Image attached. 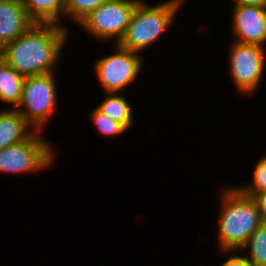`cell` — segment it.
<instances>
[{
  "label": "cell",
  "instance_id": "1",
  "mask_svg": "<svg viewBox=\"0 0 266 266\" xmlns=\"http://www.w3.org/2000/svg\"><path fill=\"white\" fill-rule=\"evenodd\" d=\"M71 34L65 26L34 23L20 37L1 48L0 57L24 78L57 72Z\"/></svg>",
  "mask_w": 266,
  "mask_h": 266
},
{
  "label": "cell",
  "instance_id": "2",
  "mask_svg": "<svg viewBox=\"0 0 266 266\" xmlns=\"http://www.w3.org/2000/svg\"><path fill=\"white\" fill-rule=\"evenodd\" d=\"M219 191L221 203L215 213L218 232L216 250L240 251L252 233L262 225V216L253 199L236 186H225Z\"/></svg>",
  "mask_w": 266,
  "mask_h": 266
},
{
  "label": "cell",
  "instance_id": "3",
  "mask_svg": "<svg viewBox=\"0 0 266 266\" xmlns=\"http://www.w3.org/2000/svg\"><path fill=\"white\" fill-rule=\"evenodd\" d=\"M184 2L186 1L160 0L159 4L152 5L145 0H140L118 45L143 55L144 49L152 46L168 28L174 25L176 14L179 15L178 11L183 8Z\"/></svg>",
  "mask_w": 266,
  "mask_h": 266
},
{
  "label": "cell",
  "instance_id": "4",
  "mask_svg": "<svg viewBox=\"0 0 266 266\" xmlns=\"http://www.w3.org/2000/svg\"><path fill=\"white\" fill-rule=\"evenodd\" d=\"M56 73L24 78L22 96L16 110L35 131L43 133L56 113L59 97Z\"/></svg>",
  "mask_w": 266,
  "mask_h": 266
},
{
  "label": "cell",
  "instance_id": "5",
  "mask_svg": "<svg viewBox=\"0 0 266 266\" xmlns=\"http://www.w3.org/2000/svg\"><path fill=\"white\" fill-rule=\"evenodd\" d=\"M43 135L44 133L35 131L27 140L1 149L0 173L35 174L52 167L57 158V150Z\"/></svg>",
  "mask_w": 266,
  "mask_h": 266
},
{
  "label": "cell",
  "instance_id": "6",
  "mask_svg": "<svg viewBox=\"0 0 266 266\" xmlns=\"http://www.w3.org/2000/svg\"><path fill=\"white\" fill-rule=\"evenodd\" d=\"M113 45L114 53L97 58L93 71L104 93H126L125 88L143 72L146 57Z\"/></svg>",
  "mask_w": 266,
  "mask_h": 266
},
{
  "label": "cell",
  "instance_id": "7",
  "mask_svg": "<svg viewBox=\"0 0 266 266\" xmlns=\"http://www.w3.org/2000/svg\"><path fill=\"white\" fill-rule=\"evenodd\" d=\"M140 0H107L77 25L98 42L118 44Z\"/></svg>",
  "mask_w": 266,
  "mask_h": 266
},
{
  "label": "cell",
  "instance_id": "8",
  "mask_svg": "<svg viewBox=\"0 0 266 266\" xmlns=\"http://www.w3.org/2000/svg\"><path fill=\"white\" fill-rule=\"evenodd\" d=\"M227 59L228 73L239 95L252 96L264 79L266 69V47L257 44L230 42Z\"/></svg>",
  "mask_w": 266,
  "mask_h": 266
},
{
  "label": "cell",
  "instance_id": "9",
  "mask_svg": "<svg viewBox=\"0 0 266 266\" xmlns=\"http://www.w3.org/2000/svg\"><path fill=\"white\" fill-rule=\"evenodd\" d=\"M231 9L232 40L266 47V8L237 4Z\"/></svg>",
  "mask_w": 266,
  "mask_h": 266
},
{
  "label": "cell",
  "instance_id": "10",
  "mask_svg": "<svg viewBox=\"0 0 266 266\" xmlns=\"http://www.w3.org/2000/svg\"><path fill=\"white\" fill-rule=\"evenodd\" d=\"M34 23L21 0H0V49L20 37Z\"/></svg>",
  "mask_w": 266,
  "mask_h": 266
},
{
  "label": "cell",
  "instance_id": "11",
  "mask_svg": "<svg viewBox=\"0 0 266 266\" xmlns=\"http://www.w3.org/2000/svg\"><path fill=\"white\" fill-rule=\"evenodd\" d=\"M34 132L16 109L0 110V150L27 140Z\"/></svg>",
  "mask_w": 266,
  "mask_h": 266
},
{
  "label": "cell",
  "instance_id": "12",
  "mask_svg": "<svg viewBox=\"0 0 266 266\" xmlns=\"http://www.w3.org/2000/svg\"><path fill=\"white\" fill-rule=\"evenodd\" d=\"M21 2L35 23H53L70 29L62 22L64 0H21Z\"/></svg>",
  "mask_w": 266,
  "mask_h": 266
},
{
  "label": "cell",
  "instance_id": "13",
  "mask_svg": "<svg viewBox=\"0 0 266 266\" xmlns=\"http://www.w3.org/2000/svg\"><path fill=\"white\" fill-rule=\"evenodd\" d=\"M125 95L126 93H104L105 99L96 106L100 111L114 121L121 123L129 131L131 126L134 125L133 113L135 111Z\"/></svg>",
  "mask_w": 266,
  "mask_h": 266
},
{
  "label": "cell",
  "instance_id": "14",
  "mask_svg": "<svg viewBox=\"0 0 266 266\" xmlns=\"http://www.w3.org/2000/svg\"><path fill=\"white\" fill-rule=\"evenodd\" d=\"M24 77L8 66L0 57V102L16 109L22 96Z\"/></svg>",
  "mask_w": 266,
  "mask_h": 266
},
{
  "label": "cell",
  "instance_id": "15",
  "mask_svg": "<svg viewBox=\"0 0 266 266\" xmlns=\"http://www.w3.org/2000/svg\"><path fill=\"white\" fill-rule=\"evenodd\" d=\"M240 251L252 266H266V228L258 227Z\"/></svg>",
  "mask_w": 266,
  "mask_h": 266
},
{
  "label": "cell",
  "instance_id": "16",
  "mask_svg": "<svg viewBox=\"0 0 266 266\" xmlns=\"http://www.w3.org/2000/svg\"><path fill=\"white\" fill-rule=\"evenodd\" d=\"M89 112L90 113L87 115H89L90 122L99 135L101 134L105 137L116 138V136L119 137L128 131L121 123L114 121L97 107Z\"/></svg>",
  "mask_w": 266,
  "mask_h": 266
},
{
  "label": "cell",
  "instance_id": "17",
  "mask_svg": "<svg viewBox=\"0 0 266 266\" xmlns=\"http://www.w3.org/2000/svg\"><path fill=\"white\" fill-rule=\"evenodd\" d=\"M107 0H64V18L77 24Z\"/></svg>",
  "mask_w": 266,
  "mask_h": 266
},
{
  "label": "cell",
  "instance_id": "18",
  "mask_svg": "<svg viewBox=\"0 0 266 266\" xmlns=\"http://www.w3.org/2000/svg\"><path fill=\"white\" fill-rule=\"evenodd\" d=\"M252 180L244 185H235L243 194L252 196L257 192L266 191V156H261L254 165Z\"/></svg>",
  "mask_w": 266,
  "mask_h": 266
},
{
  "label": "cell",
  "instance_id": "19",
  "mask_svg": "<svg viewBox=\"0 0 266 266\" xmlns=\"http://www.w3.org/2000/svg\"><path fill=\"white\" fill-rule=\"evenodd\" d=\"M224 257L227 255H230L226 260L222 262V265L220 266H252L248 259L243 255V252L240 253V251L232 250V251H216ZM240 253V254H239Z\"/></svg>",
  "mask_w": 266,
  "mask_h": 266
},
{
  "label": "cell",
  "instance_id": "20",
  "mask_svg": "<svg viewBox=\"0 0 266 266\" xmlns=\"http://www.w3.org/2000/svg\"><path fill=\"white\" fill-rule=\"evenodd\" d=\"M261 216L266 215V191L257 192L251 196Z\"/></svg>",
  "mask_w": 266,
  "mask_h": 266
},
{
  "label": "cell",
  "instance_id": "21",
  "mask_svg": "<svg viewBox=\"0 0 266 266\" xmlns=\"http://www.w3.org/2000/svg\"><path fill=\"white\" fill-rule=\"evenodd\" d=\"M232 5L242 4L246 6H257L266 8V0H231Z\"/></svg>",
  "mask_w": 266,
  "mask_h": 266
},
{
  "label": "cell",
  "instance_id": "22",
  "mask_svg": "<svg viewBox=\"0 0 266 266\" xmlns=\"http://www.w3.org/2000/svg\"><path fill=\"white\" fill-rule=\"evenodd\" d=\"M262 225L266 228V215L262 217Z\"/></svg>",
  "mask_w": 266,
  "mask_h": 266
}]
</instances>
